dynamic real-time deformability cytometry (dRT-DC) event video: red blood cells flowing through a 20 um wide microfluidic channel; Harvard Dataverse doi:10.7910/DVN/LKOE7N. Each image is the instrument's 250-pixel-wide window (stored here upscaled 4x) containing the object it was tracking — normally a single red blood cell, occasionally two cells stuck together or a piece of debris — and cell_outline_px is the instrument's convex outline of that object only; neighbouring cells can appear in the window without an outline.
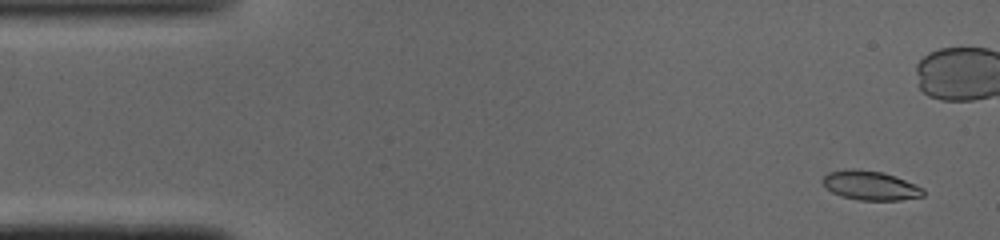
{"species": "common noctule bat (a hibernating species)", "species_latin": "Nyctalus noctula", "temperature_condition": "cold", "stored_images_in_passage": 50, "camera_frame_rate_fps": 3000, "um_per_image_px": 0.085, "animal": {"sex": "male", "body_mass_g": 19.0, "forearm_length_mm": 50.8}, "frame": {"image": 1, "passage_image": 3, "time_ms": 0.667, "image_size_px": [1000, 240], "cell_outline_px": [[924, 196], [900, 200], [860, 200], [840, 196], [832, 192], [820, 180], [828, 172], [844, 168], [852, 168], [884, 172], [896, 176], [916, 184], [924, 188]], "centroid_in_image_um": [73.98, 15.75], "position_along_channel_um": 11.0, "area_um2": 17.4}}
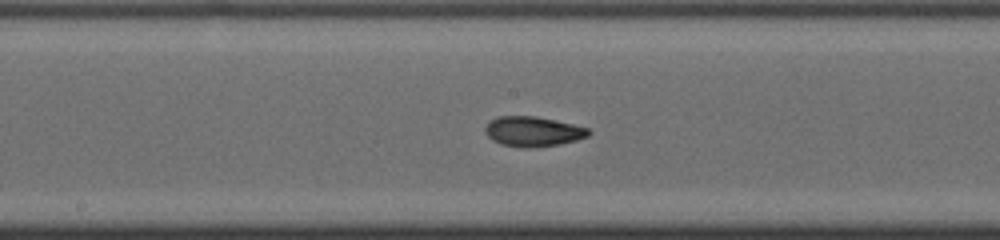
{"frame": {"image": 2, "passage_image": 25, "time_ms": 8.0, "image_size_px": [1000, 240], "cell_outline_px": [[592, 132], [588, 136], [576, 140], [560, 144], [536, 148], [520, 148], [500, 144], [492, 140], [488, 136], [484, 128], [492, 120], [500, 116], [536, 116], [572, 124], [588, 128]], "centroid_in_image_um": [45.31, 11.19], "position_along_channel_um": 202.9, "area_um2": 18.09}}
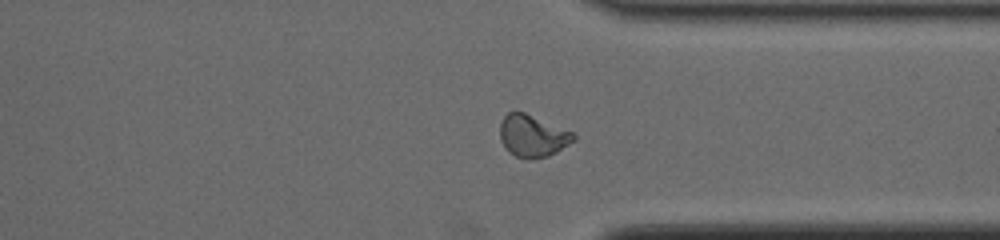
{"frame": {"image": 3, "passage_image": 37, "time_ms": 12.0, "image_size_px": [1000, 240], "cell_outline_px": [[576, 140], [556, 152], [548, 156], [528, 160], [516, 156], [508, 152], [500, 140], [500, 124], [504, 116], [508, 112], [524, 112], [572, 132], [576, 136]], "centroid_in_image_um": [45.26, 11.57], "position_along_channel_um": 366.1, "area_um2": 17.98}, "authors_computed_cell_mechanics": {"area_um2": 17.7446, "velocity_mm_per_s": 4.0937, "shape_relaxation_time_tau1_ms": 4.1404, "shape_relaxation_time_tau2_ms": 1.7589, "deformation_change_tau1": 0.1654, "deformation_change_tau2": 0.0616}}